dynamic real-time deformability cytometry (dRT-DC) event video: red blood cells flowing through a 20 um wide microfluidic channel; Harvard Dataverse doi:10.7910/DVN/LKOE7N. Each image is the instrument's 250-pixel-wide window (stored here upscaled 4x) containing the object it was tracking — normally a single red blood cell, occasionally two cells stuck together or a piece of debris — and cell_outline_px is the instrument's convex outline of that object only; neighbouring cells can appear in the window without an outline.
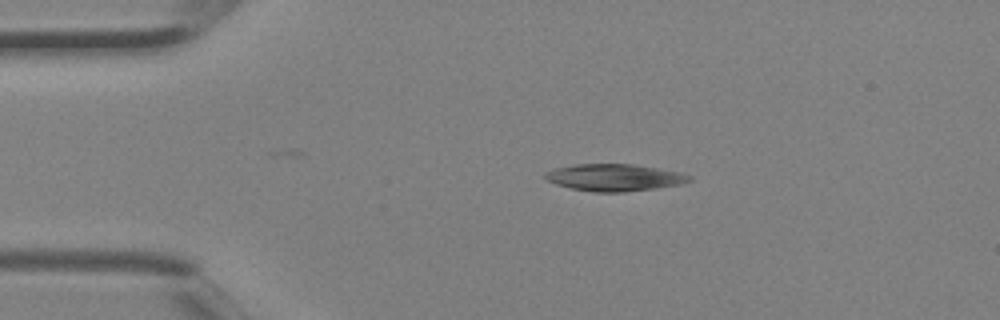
{"species": "Egyptian fruit bat (a non-hibernating species)", "species_latin": "Rousettus aegyptiacus", "temperature_condition": "room temperature", "stored_images_in_passage": 1, "camera_frame_rate_fps": 3000, "um_per_image_px": 0.085, "animal": {"sex": "female"}, "frame": {"image": 1, "passage_image": 1, "time_ms": 0.0, "image_size_px": [1000, 320], "cell_outline_px": [[692, 180], [680, 184], [656, 188], [624, 192], [592, 192], [572, 188], [556, 184], [548, 180], [544, 176], [544, 172], [552, 168], [576, 164], [632, 164], [680, 172], [692, 176]], "centroid_in_image_um": [52.2, 15.08], "position_along_channel_um": 32.8, "area_um2": 22.66}}